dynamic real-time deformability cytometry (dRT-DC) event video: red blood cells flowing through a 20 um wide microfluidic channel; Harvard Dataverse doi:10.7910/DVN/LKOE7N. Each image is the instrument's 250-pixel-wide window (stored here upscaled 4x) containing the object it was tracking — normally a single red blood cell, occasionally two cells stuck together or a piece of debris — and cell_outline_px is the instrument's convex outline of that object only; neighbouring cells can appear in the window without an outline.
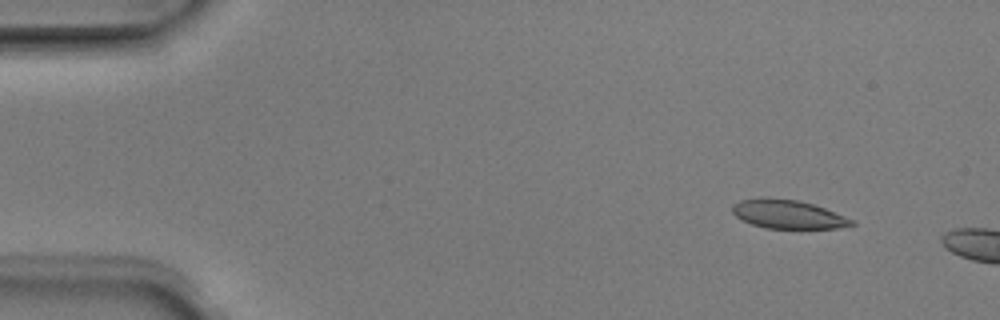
{"species": "Egyptian fruit bat (a non-hibernating species)", "species_latin": "Rousettus aegyptiacus", "temperature_condition": "room temperature", "stored_images_in_passage": 4, "camera_frame_rate_fps": 3000, "um_per_image_px": 0.085, "animal": {"sex": "male"}, "frame": {"image": 1, "passage_image": 2, "time_ms": 0.333, "image_size_px": [1000, 320], "cell_outline_px": [[856, 224], [836, 228], [764, 228], [752, 224], [736, 216], [732, 212], [732, 204], [740, 200], [760, 196], [768, 196], [800, 200], [824, 208], [856, 220]], "centroid_in_image_um": [66.95, 18.18], "position_along_channel_um": 18.0, "area_um2": 20.23}}